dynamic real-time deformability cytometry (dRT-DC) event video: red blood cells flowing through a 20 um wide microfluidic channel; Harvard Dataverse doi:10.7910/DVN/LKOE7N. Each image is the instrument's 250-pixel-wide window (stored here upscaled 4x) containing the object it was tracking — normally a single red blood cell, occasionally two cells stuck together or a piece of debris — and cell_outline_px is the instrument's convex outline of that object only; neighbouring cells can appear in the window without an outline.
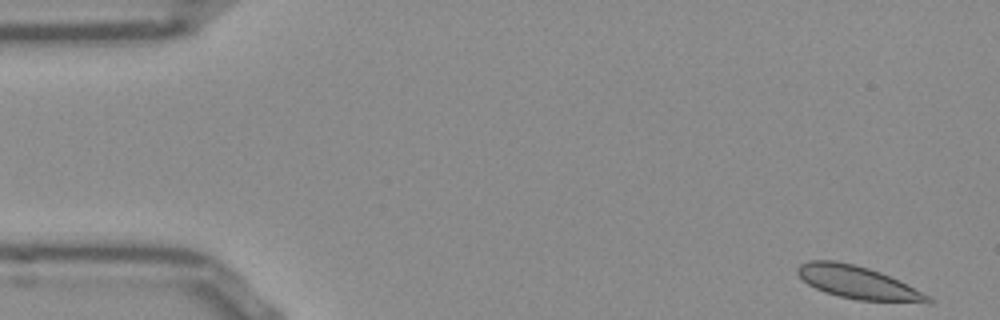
{"species": "Egyptian fruit bat (a non-hibernating species)", "species_latin": "Rousettus aegyptiacus", "temperature_condition": "room temperature", "stored_images_in_passage": 10, "camera_frame_rate_fps": 3000, "um_per_image_px": 0.085, "frame": {"image": 1, "passage_image": 1, "time_ms": 0.0, "image_size_px": [1000, 320], "cell_outline_px": [[936, 300], [932, 304], [856, 300], [824, 292], [808, 284], [796, 272], [796, 268], [800, 264], [808, 260], [836, 260], [868, 268], [880, 272], [900, 280], [932, 296]], "centroid_in_image_um": [73.03, 24.04], "position_along_channel_um": 12.0, "area_um2": 25.43}}